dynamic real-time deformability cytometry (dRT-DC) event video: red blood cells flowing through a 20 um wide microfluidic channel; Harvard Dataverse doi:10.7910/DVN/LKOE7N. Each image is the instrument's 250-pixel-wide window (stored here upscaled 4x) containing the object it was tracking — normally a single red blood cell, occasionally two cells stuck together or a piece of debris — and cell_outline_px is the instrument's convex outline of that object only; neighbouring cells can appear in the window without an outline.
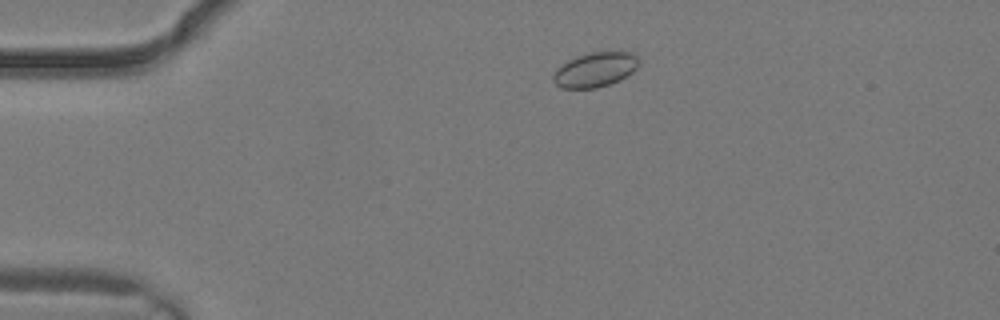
{"species": "common noctule bat (a hibernating species)", "species_latin": "Nyctalus noctula", "temperature_condition": "warm", "stored_images_in_passage": 2, "camera_frame_rate_fps": 3000, "um_per_image_px": 0.085, "animal": {"sex": "male", "body_mass_g": 19.2, "forearm_length_mm": 51.8}, "frame": {"image": 1, "passage_image": 1, "time_ms": 0.0, "image_size_px": [1000, 320], "cell_outline_px": [[640, 60], [636, 68], [632, 72], [620, 80], [596, 88], [560, 88], [552, 80], [552, 76], [556, 68], [568, 60], [592, 52], [632, 52]], "centroid_in_image_um": [50.57, 5.93], "position_along_channel_um": 34.4, "area_um2": 17.17}}